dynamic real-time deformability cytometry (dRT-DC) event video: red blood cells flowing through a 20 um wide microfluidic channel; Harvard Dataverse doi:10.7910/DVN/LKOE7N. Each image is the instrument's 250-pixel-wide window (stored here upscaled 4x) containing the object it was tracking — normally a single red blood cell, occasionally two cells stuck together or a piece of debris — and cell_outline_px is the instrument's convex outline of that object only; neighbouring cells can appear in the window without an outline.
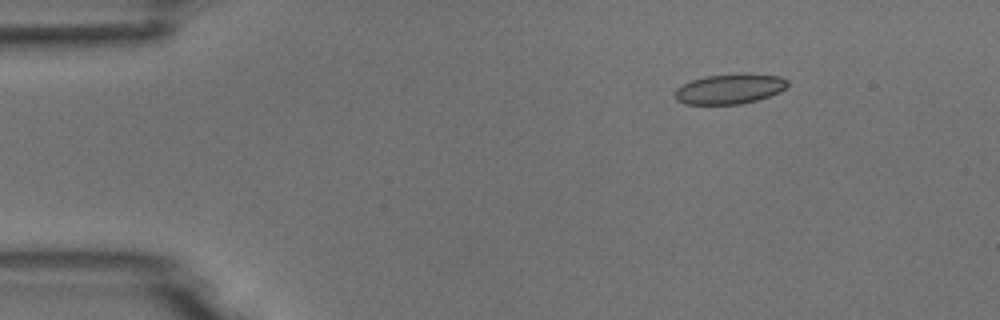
{"species": "common noctule bat (a hibernating species)", "species_latin": "Nyctalus noctula", "temperature_condition": "room temperature", "stored_images_in_passage": 5, "camera_frame_rate_fps": 3000, "um_per_image_px": 0.085, "animal": {"sex": "male", "body_mass_g": 18.8}, "frame": {"image": 1, "passage_image": 3, "time_ms": 2.333, "image_size_px": [1000, 320], "cell_outline_px": [[788, 84], [780, 92], [756, 100], [740, 104], [684, 104], [676, 100], [676, 88], [692, 80], [704, 76], [740, 72], [748, 72], [780, 76], [788, 80]], "centroid_in_image_um": [62.05, 7.53], "position_along_channel_um": 23.0, "area_um2": 20.0}}